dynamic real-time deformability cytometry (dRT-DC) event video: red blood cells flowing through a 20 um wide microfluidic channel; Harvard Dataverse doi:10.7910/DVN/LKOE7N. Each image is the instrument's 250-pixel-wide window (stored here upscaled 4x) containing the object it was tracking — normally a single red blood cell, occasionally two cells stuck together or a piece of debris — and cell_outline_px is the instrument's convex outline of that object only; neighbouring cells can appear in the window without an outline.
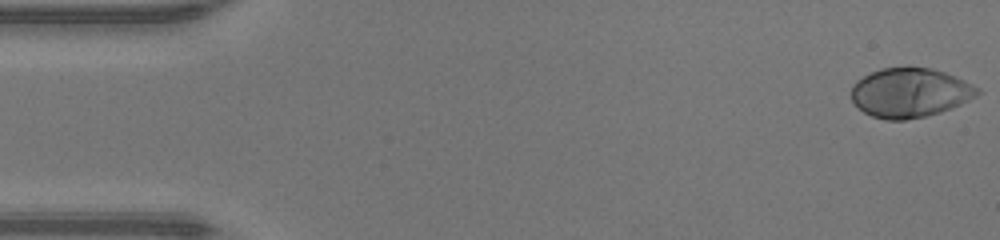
{"species": "human", "species_latin": "Homo sapiens", "temperature_condition": "warm", "stored_images_in_passage": 47, "camera_frame_rate_fps": 3000, "um_per_image_px": 0.085, "donor": {"sex": "male"}, "frame": {"image": 1, "passage_image": 1, "time_ms": 0.0, "image_size_px": [1000, 240], "cell_outline_px": [[980, 92], [976, 96], [960, 104], [940, 112], [924, 116], [904, 120], [888, 120], [872, 116], [864, 112], [852, 100], [852, 84], [856, 80], [872, 72], [884, 68], [932, 68], [944, 72], [964, 80], [980, 88]], "centroid_in_image_um": [77.34, 7.88], "position_along_channel_um": 7.7, "area_um2": 35.84}}
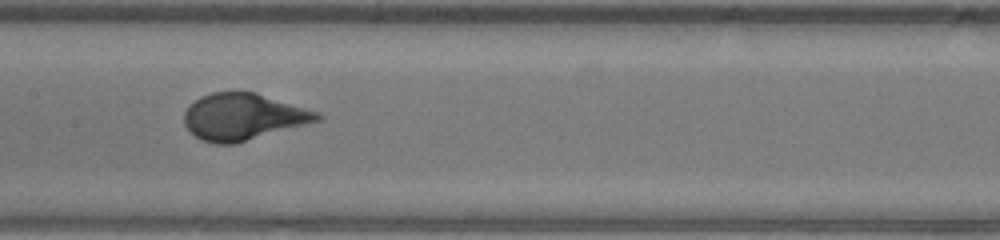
{"frame": {"image": 2, "passage_image": 23, "time_ms": 7.333, "image_size_px": [1000, 240], "cell_outline_px": [[324, 116], [320, 120], [236, 144], [216, 144], [200, 140], [184, 124], [184, 112], [188, 104], [200, 96], [212, 92], [256, 92], [320, 112]], "centroid_in_image_um": [20.67, 9.92], "position_along_channel_um": 186.7, "area_um2": 36.36}}
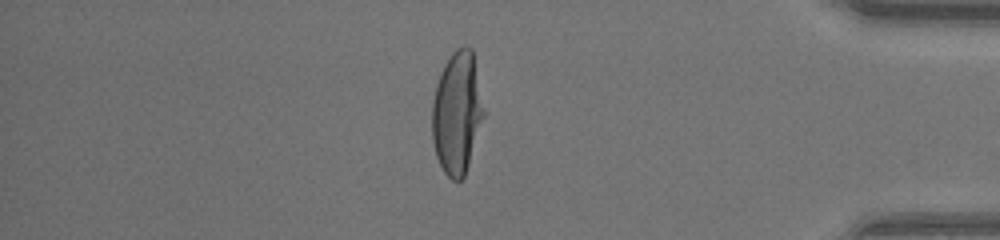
{"frame": {"image": 3, "passage_image": 40, "time_ms": 13.0, "image_size_px": [1000, 240], "cell_outline_px": [[484, 116], [464, 176], [460, 180], [452, 180], [444, 172], [436, 156], [432, 140], [432, 100], [436, 84], [440, 72], [444, 64], [452, 52], [456, 48], [464, 44], [472, 48], [484, 112]], "centroid_in_image_um": [38.82, 9.56], "position_along_channel_um": 396.4, "area_um2": 36.65}}